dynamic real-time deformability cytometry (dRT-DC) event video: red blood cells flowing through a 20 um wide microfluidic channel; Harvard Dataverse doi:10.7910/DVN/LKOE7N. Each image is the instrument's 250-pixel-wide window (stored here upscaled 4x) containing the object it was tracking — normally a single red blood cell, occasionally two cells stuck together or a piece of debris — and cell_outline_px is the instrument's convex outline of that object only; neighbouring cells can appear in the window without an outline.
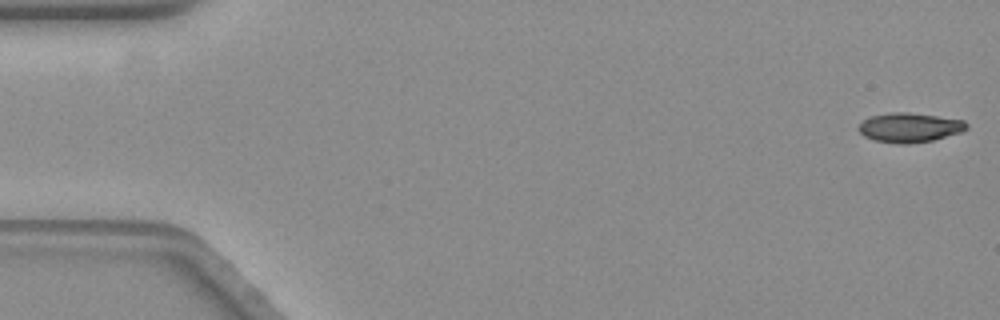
{"species": "common noctule bat (a hibernating species)", "species_latin": "Nyctalus noctula", "temperature_condition": "warm", "stored_images_in_passage": 59, "camera_frame_rate_fps": 3000, "um_per_image_px": 0.085, "animal": {"sex": "female", "body_mass_g": 19.3, "forearm_length_mm": 54.1}, "frame": {"image": 1, "passage_image": 1, "time_ms": 0.0, "image_size_px": [1000, 320], "cell_outline_px": [[968, 128], [960, 132], [932, 140], [908, 144], [900, 144], [876, 140], [864, 136], [860, 132], [860, 124], [864, 120], [872, 116], [892, 112], [908, 112], [964, 120], [968, 124]], "centroid_in_image_um": [77.34, 10.84], "position_along_channel_um": 7.7, "area_um2": 18.21}}
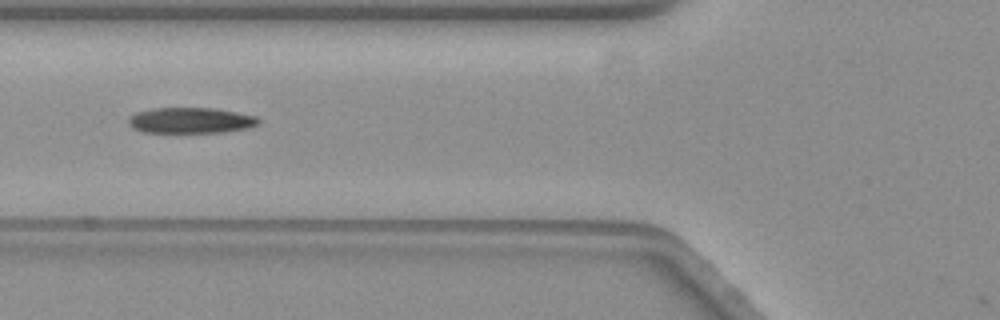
{"frame": {"image": 2, "passage_image": 22, "time_ms": 7.0, "image_size_px": [1000, 320], "cell_outline_px": [[260, 120], [256, 124], [248, 128], [224, 132], [144, 132], [132, 128], [128, 124], [128, 120], [136, 112], [152, 108], [212, 108], [236, 112], [256, 116]], "centroid_in_image_um": [16.19, 10.23], "position_along_channel_um": 109.6, "area_um2": 19.36}}
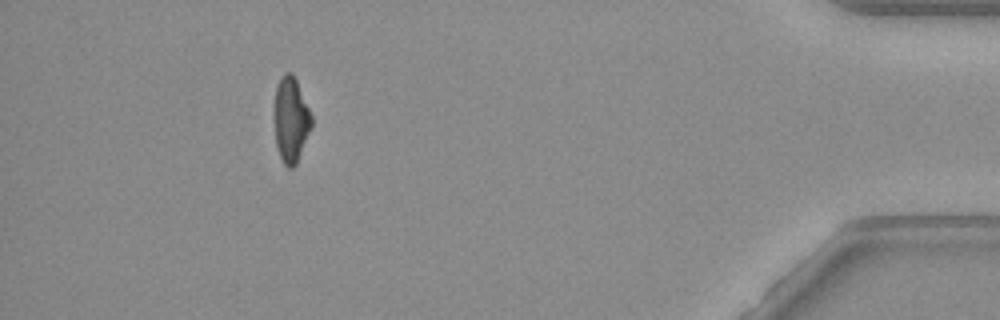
{"frame": {"image": 3, "passage_image": 53, "time_ms": 17.333, "image_size_px": [1000, 320], "cell_outline_px": [[312, 128], [296, 164], [292, 168], [288, 168], [284, 164], [280, 156], [276, 144], [272, 116], [272, 112], [276, 88], [280, 76], [284, 72], [292, 72], [296, 80], [312, 116]], "centroid_in_image_um": [24.69, 10.16], "position_along_channel_um": 410.5, "area_um2": 18.96}, "authors_computed_cell_mechanics": {"area_um2": 19.363, "velocity_mm_per_s": 3.5223, "shape_relaxation_time_tau1_ms": 5.6321, "shape_relaxation_time_tau2_ms": 4.2679, "deformation_change_tau1": 0.1918, "deformation_change_tau2": 0.1103}}